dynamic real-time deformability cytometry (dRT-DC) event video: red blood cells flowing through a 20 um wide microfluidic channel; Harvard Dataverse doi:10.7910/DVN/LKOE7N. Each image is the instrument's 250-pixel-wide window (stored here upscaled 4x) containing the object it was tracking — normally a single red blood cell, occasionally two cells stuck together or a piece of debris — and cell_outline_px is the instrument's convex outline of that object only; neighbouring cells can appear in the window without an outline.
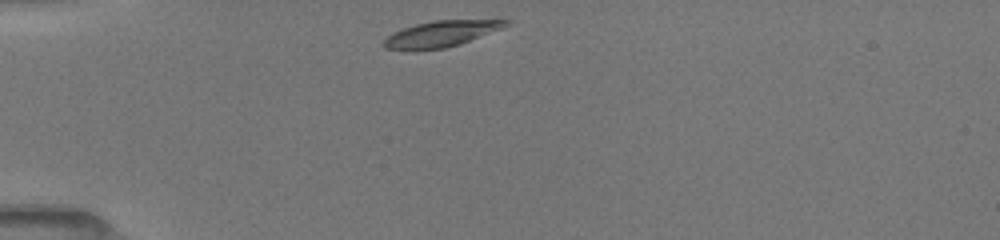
{"species": "common noctule bat (a hibernating species)", "species_latin": "Nyctalus noctula", "temperature_condition": "room temperature", "stored_images_in_passage": 38, "camera_frame_rate_fps": 3000, "um_per_image_px": 0.085, "animal": {"sex": "female", "body_mass_g": 19.5, "forearm_length_mm": 54.1}, "frame": {"image": 1, "passage_image": 1, "time_ms": 0.0, "image_size_px": [1000, 240], "cell_outline_px": [[512, 24], [504, 28], [460, 44], [444, 48], [384, 48], [380, 44], [388, 36], [404, 28], [416, 24], [432, 20], [512, 20]], "centroid_in_image_um": [37.6, 2.84], "position_along_channel_um": 47.4, "area_um2": 18.03}}
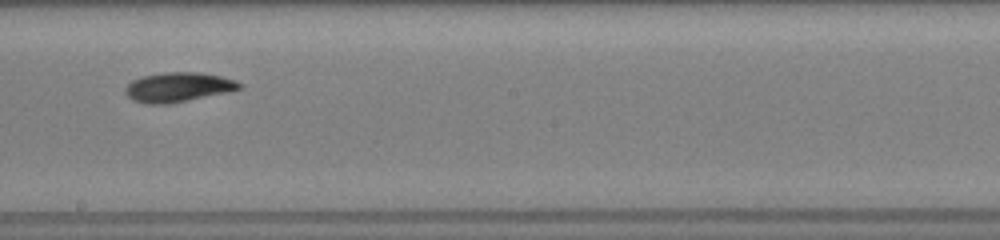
{"frame": {"image": 2, "passage_image": 17, "time_ms": 5.333, "image_size_px": [1000, 240], "cell_outline_px": [[244, 84], [240, 88], [228, 92], [168, 104], [144, 104], [132, 100], [124, 92], [124, 88], [132, 80], [140, 76], [164, 72], [196, 72], [220, 76], [236, 80]], "centroid_in_image_um": [15.11, 7.41], "position_along_channel_um": 233.1, "area_um2": 19.77}}
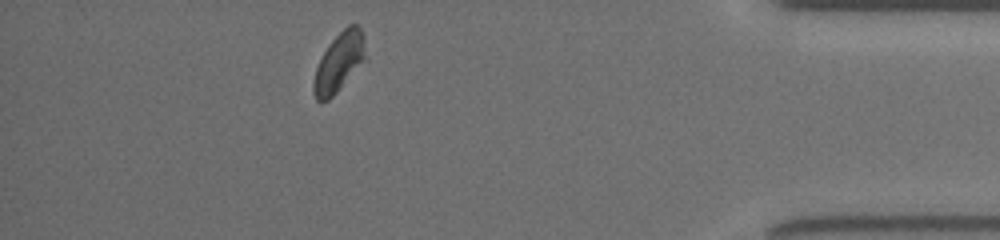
{"frame": {"image": 3, "passage_image": 33, "time_ms": 10.667, "image_size_px": [1000, 240], "cell_outline_px": [[368, 60], [328, 100], [320, 104], [316, 100], [312, 92], [312, 84], [316, 68], [328, 44], [348, 24], [356, 24], [360, 28], [364, 36], [368, 56]], "centroid_in_image_um": [28.86, 5.31], "position_along_channel_um": 406.3, "area_um2": 18.38}, "authors_computed_cell_mechanics": {"area_um2": 18.8428, "velocity_mm_per_s": 3.9882, "shape_relaxation_time_tau1_ms": 2.9487, "shape_relaxation_time_tau2_ms": null, "deformation_change_tau1": 0.1179, "deformation_change_tau2": null}}